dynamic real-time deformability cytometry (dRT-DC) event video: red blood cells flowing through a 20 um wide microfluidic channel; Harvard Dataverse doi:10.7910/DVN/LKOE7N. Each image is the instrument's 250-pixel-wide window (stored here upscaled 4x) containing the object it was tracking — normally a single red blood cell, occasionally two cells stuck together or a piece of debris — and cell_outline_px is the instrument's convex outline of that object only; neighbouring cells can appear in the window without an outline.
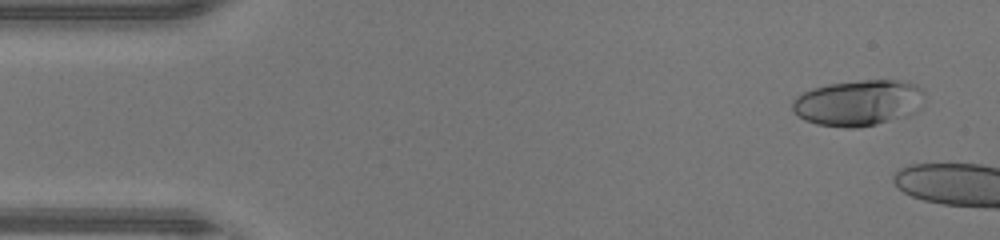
{"species": "human", "species_latin": "Homo sapiens", "temperature_condition": "warm", "stored_images_in_passage": 13, "camera_frame_rate_fps": 3000, "um_per_image_px": 0.085, "donor": {"sex": "male"}, "frame": {"image": 1, "passage_image": 3, "time_ms": 0.667, "image_size_px": [1000, 240], "cell_outline_px": [[924, 104], [916, 112], [908, 116], [876, 124], [856, 128], [844, 128], [816, 124], [804, 120], [792, 108], [792, 100], [800, 92], [812, 88], [828, 84], [860, 80], [900, 80], [916, 84], [924, 92]], "centroid_in_image_um": [72.99, 8.74], "position_along_channel_um": 12.0, "area_um2": 35.89}}